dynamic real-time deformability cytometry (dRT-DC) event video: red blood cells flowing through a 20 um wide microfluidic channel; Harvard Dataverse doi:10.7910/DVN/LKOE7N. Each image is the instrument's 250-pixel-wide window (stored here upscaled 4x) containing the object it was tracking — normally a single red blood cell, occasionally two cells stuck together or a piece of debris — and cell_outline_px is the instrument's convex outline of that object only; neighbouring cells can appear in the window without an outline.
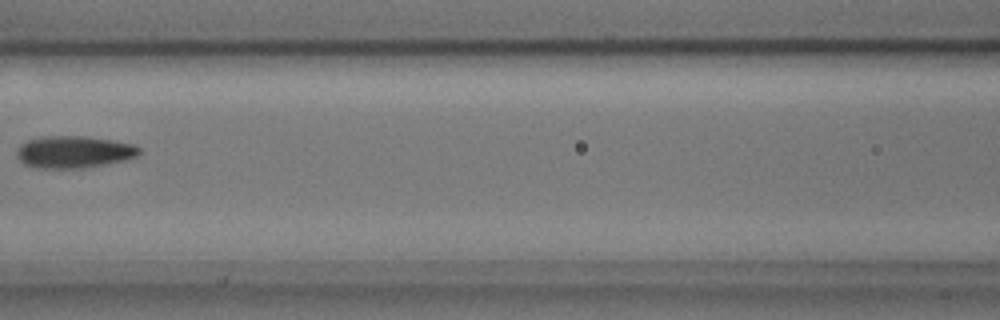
{"species": "common noctule bat (a hibernating species)", "species_latin": "Nyctalus noctula", "temperature_condition": "cold", "stored_images_in_passage": 4, "camera_frame_rate_fps": 3000, "um_per_image_px": 0.085, "animal": {"sex": "male", "body_mass_g": 17.9, "forearm_length_mm": 54.2}, "frame": {"image": 1, "passage_image": 3, "time_ms": 0.667, "image_size_px": [1000, 320], "cell_outline_px": [[140, 152], [136, 156], [124, 160], [104, 164], [80, 168], [36, 168], [24, 164], [16, 156], [16, 148], [20, 144], [28, 140], [44, 136], [84, 136], [112, 140], [132, 144], [140, 148]], "centroid_in_image_um": [6.23, 12.91], "position_along_channel_um": 160.4, "area_um2": 22.83}}
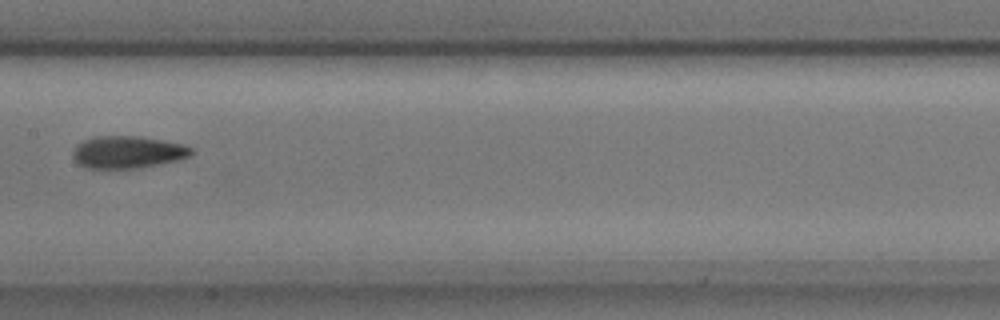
{"frame": {"image": 2, "passage_image": 4, "time_ms": 1.0, "image_size_px": [1000, 320], "cell_outline_px": [[196, 152], [188, 156], [176, 160], [136, 168], [88, 168], [80, 164], [72, 156], [72, 152], [76, 144], [84, 140], [96, 136], [140, 136], [164, 140], [184, 144], [192, 148]], "centroid_in_image_um": [10.85, 12.91], "position_along_channel_um": 196.5, "area_um2": 22.2}}